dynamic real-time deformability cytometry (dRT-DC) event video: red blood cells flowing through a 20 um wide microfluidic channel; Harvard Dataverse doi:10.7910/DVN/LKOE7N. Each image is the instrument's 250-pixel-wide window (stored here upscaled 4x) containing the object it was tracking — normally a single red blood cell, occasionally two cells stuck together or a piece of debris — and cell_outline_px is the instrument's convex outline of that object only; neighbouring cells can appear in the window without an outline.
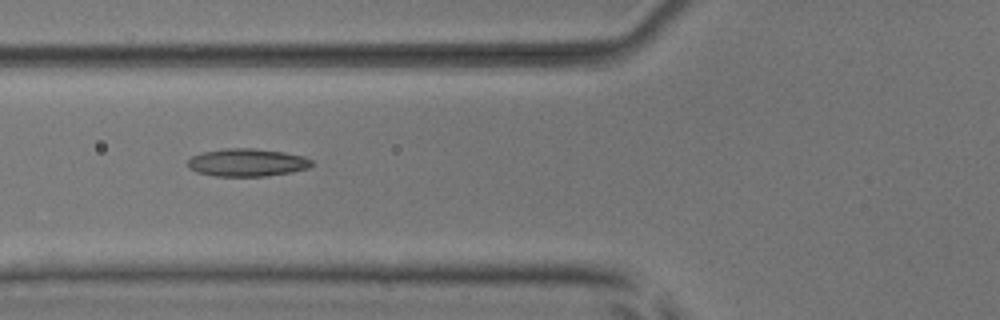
{"species": "common noctule bat (a hibernating species)", "species_latin": "Nyctalus noctula", "temperature_condition": "room temperature", "stored_images_in_passage": 4, "camera_frame_rate_fps": 3000, "um_per_image_px": 0.085, "animal": {"sex": "male", "body_mass_g": 17.9, "forearm_length_mm": 54.2}, "frame": {"image": 1, "passage_image": 2, "time_ms": 1.0, "image_size_px": [1000, 320], "cell_outline_px": [[316, 164], [308, 168], [292, 172], [268, 176], [216, 176], [196, 172], [188, 168], [188, 160], [192, 156], [204, 152], [228, 148], [252, 148], [284, 152], [304, 156], [312, 160]], "centroid_in_image_um": [21.04, 13.82], "position_along_channel_um": 104.8, "area_um2": 20.17}}
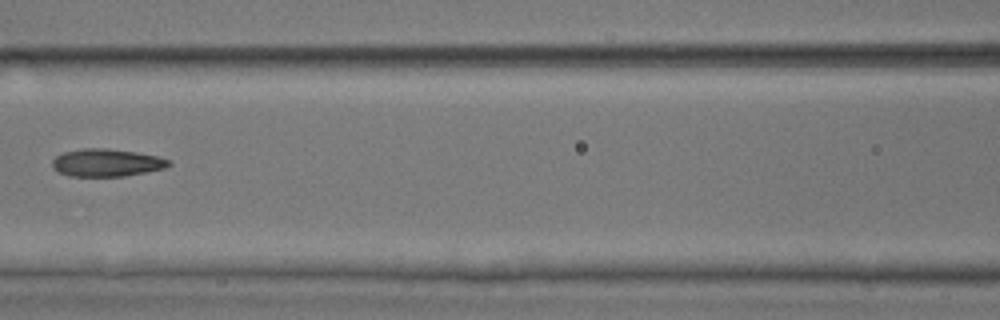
{"frame": {"image": 2, "passage_image": 3, "time_ms": 2.333, "image_size_px": [1000, 320], "cell_outline_px": [[172, 164], [164, 168], [124, 176], [68, 176], [52, 168], [52, 160], [56, 156], [64, 152], [84, 148], [108, 148], [136, 152], [156, 156], [172, 160]], "centroid_in_image_um": [9.06, 13.82], "position_along_channel_um": 157.5, "area_um2": 18.73}}
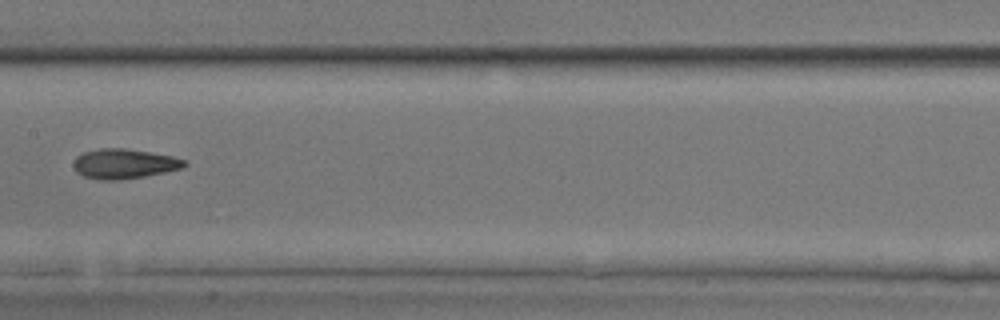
{"frame": {"image": 3, "passage_image": 4, "time_ms": 3.333, "image_size_px": [1000, 320], "cell_outline_px": [[188, 164], [180, 168], [164, 172], [144, 176], [120, 180], [100, 180], [84, 176], [76, 172], [72, 164], [76, 156], [84, 152], [100, 148], [124, 148], [172, 156], [188, 160]], "centroid_in_image_um": [10.53, 13.92], "position_along_channel_um": 196.9, "area_um2": 19.25}}